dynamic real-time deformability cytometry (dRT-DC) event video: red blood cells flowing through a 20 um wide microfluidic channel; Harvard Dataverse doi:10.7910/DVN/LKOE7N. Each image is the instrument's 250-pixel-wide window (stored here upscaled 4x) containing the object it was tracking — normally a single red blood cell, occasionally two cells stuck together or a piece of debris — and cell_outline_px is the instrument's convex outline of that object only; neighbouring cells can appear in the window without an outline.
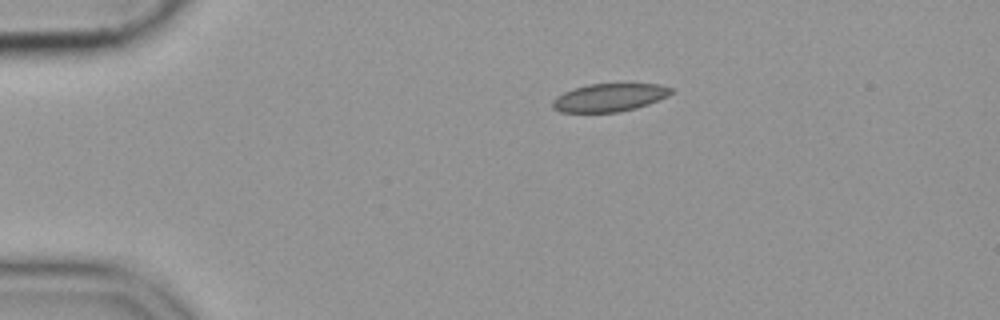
{"species": "common noctule bat (a hibernating species)", "species_latin": "Nyctalus noctula", "temperature_condition": "cold", "stored_images_in_passage": 45, "camera_frame_rate_fps": 3000, "um_per_image_px": 0.085, "animal": {"sex": "female", "body_mass_g": 19.9}, "frame": {"image": 1, "passage_image": 1, "time_ms": 0.0, "image_size_px": [1000, 320], "cell_outline_px": [[672, 92], [668, 96], [648, 104], [636, 108], [616, 112], [560, 112], [552, 108], [552, 100], [556, 96], [572, 88], [588, 84], [660, 84], [672, 88]], "centroid_in_image_um": [51.76, 8.29], "position_along_channel_um": 33.2, "area_um2": 19.36}}
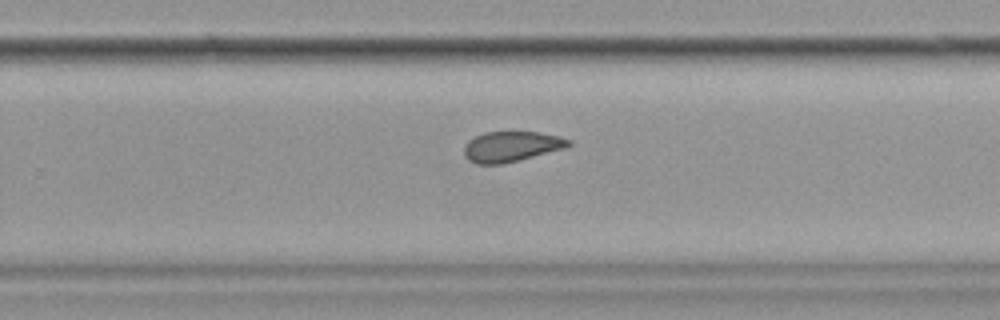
{"frame": {"image": 2, "passage_image": 26, "time_ms": 8.333, "image_size_px": [1000, 320], "cell_outline_px": [[572, 144], [568, 148], [520, 160], [500, 164], [476, 164], [468, 160], [464, 152], [464, 144], [468, 140], [484, 132], [536, 132], [560, 136], [572, 140]], "centroid_in_image_um": [43.5, 12.46], "position_along_channel_um": 286.3, "area_um2": 18.73}}
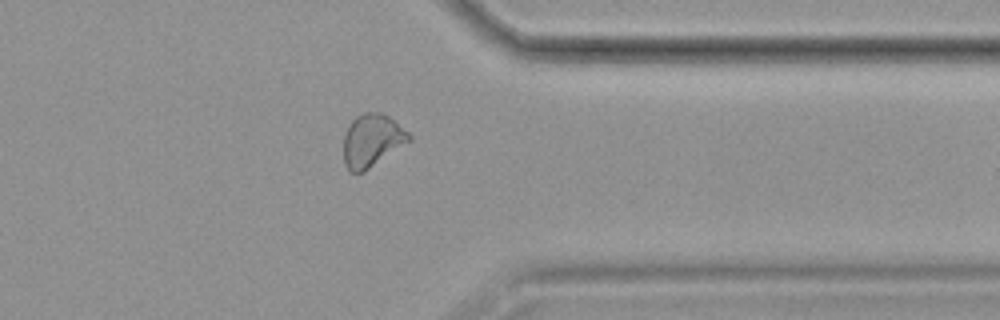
{"frame": {"image": 3, "passage_image": 34, "time_ms": 11.0, "image_size_px": [1000, 320], "cell_outline_px": [[412, 140], [364, 172], [348, 172], [344, 164], [344, 136], [348, 124], [356, 116], [364, 112], [380, 112], [396, 120], [412, 136]], "centroid_in_image_um": [31.63, 11.93], "position_along_channel_um": 379.8, "area_um2": 20.4}}